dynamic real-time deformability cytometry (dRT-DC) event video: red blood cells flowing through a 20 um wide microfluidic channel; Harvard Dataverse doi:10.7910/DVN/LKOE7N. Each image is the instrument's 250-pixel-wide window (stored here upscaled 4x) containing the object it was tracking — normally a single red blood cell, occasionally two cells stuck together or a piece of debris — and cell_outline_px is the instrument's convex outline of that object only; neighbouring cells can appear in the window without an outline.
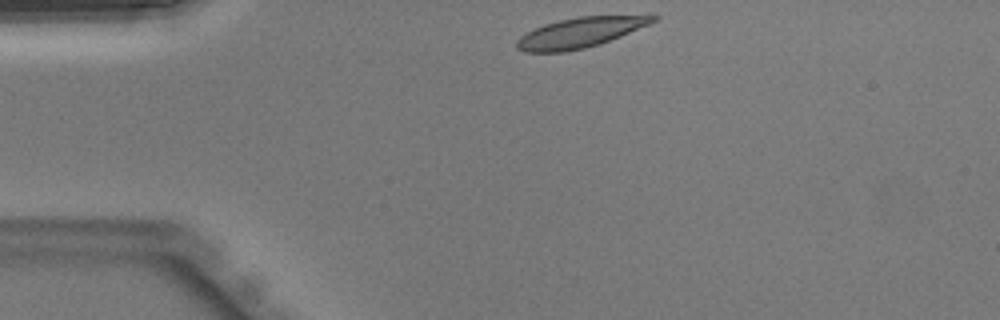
{"species": "Egyptian fruit bat (a non-hibernating species)", "species_latin": "Rousettus aegyptiacus", "temperature_condition": "warm", "stored_images_in_passage": 29, "camera_frame_rate_fps": 3000, "um_per_image_px": 0.085, "animal": {"sex": "male"}, "frame": {"image": 1, "passage_image": 1, "time_ms": 0.0, "image_size_px": [1000, 320], "cell_outline_px": [[660, 16], [656, 20], [648, 24], [620, 36], [600, 44], [584, 48], [564, 52], [524, 52], [516, 48], [516, 40], [520, 36], [544, 24], [576, 16]], "centroid_in_image_um": [49.23, 2.78], "position_along_channel_um": 35.8, "area_um2": 23.47}}
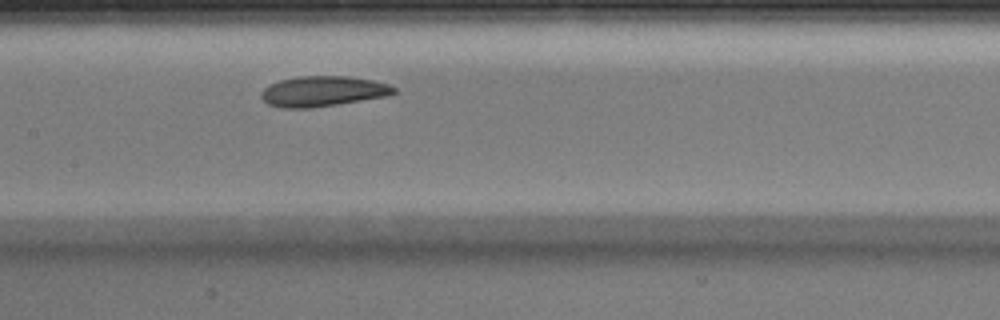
{"frame": {"image": 2, "passage_image": 13, "time_ms": 4.0, "image_size_px": [1000, 320], "cell_outline_px": [[396, 92], [388, 96], [336, 104], [308, 108], [280, 108], [268, 104], [260, 96], [260, 92], [268, 84], [280, 80], [300, 76], [348, 76], [372, 80], [388, 84], [396, 88]], "centroid_in_image_um": [27.42, 7.75], "position_along_channel_um": 180.0, "area_um2": 23.47}}
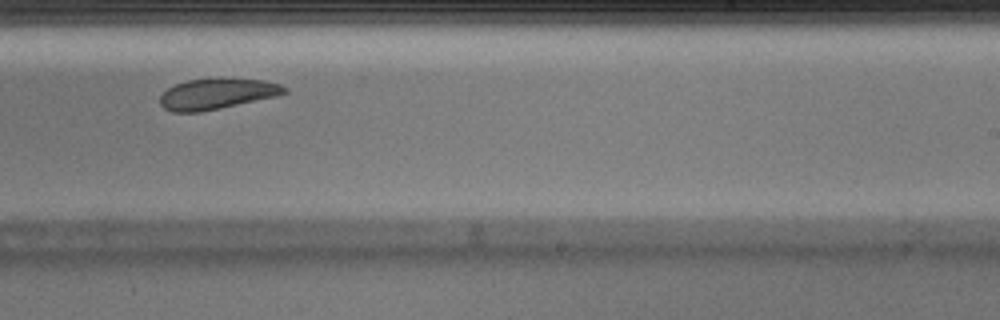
{"frame": {"image": 3, "passage_image": 19, "time_ms": 6.0, "image_size_px": [1000, 320], "cell_outline_px": [[288, 92], [276, 96], [220, 108], [200, 112], [172, 112], [164, 108], [160, 104], [160, 96], [168, 88], [176, 84], [188, 80], [220, 76], [224, 76], [264, 80], [280, 84], [288, 88]], "centroid_in_image_um": [18.46, 7.94], "position_along_channel_um": 270.5, "area_um2": 22.77}}